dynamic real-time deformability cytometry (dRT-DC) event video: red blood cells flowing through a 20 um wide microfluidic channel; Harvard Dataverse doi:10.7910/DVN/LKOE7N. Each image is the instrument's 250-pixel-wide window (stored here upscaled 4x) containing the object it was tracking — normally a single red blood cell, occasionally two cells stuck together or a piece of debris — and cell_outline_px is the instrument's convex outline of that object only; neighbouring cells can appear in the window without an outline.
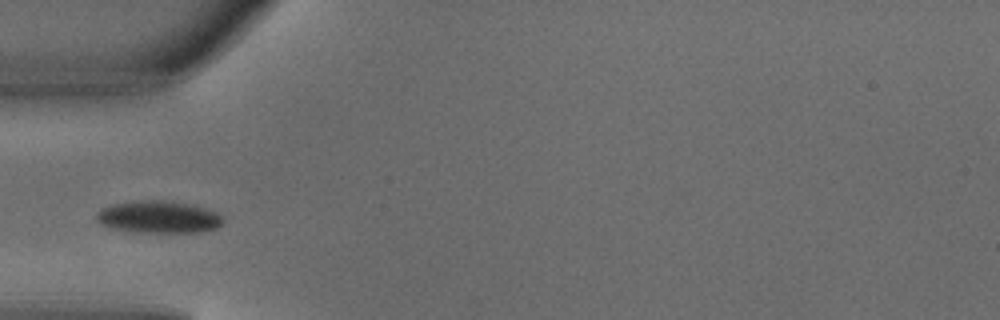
{"species": "common noctule bat (a hibernating species)", "species_latin": "Nyctalus noctula", "temperature_condition": "warm", "stored_images_in_passage": 3, "camera_frame_rate_fps": 3000, "um_per_image_px": 0.085, "animal": {"sex": "male", "body_mass_g": 18.8}, "frame": {"image": 1, "passage_image": 3, "time_ms": 0.667, "image_size_px": [1000, 320], "cell_outline_px": [[224, 220], [216, 228], [200, 232], [144, 232], [116, 228], [100, 224], [96, 220], [96, 212], [100, 208], [112, 204], [140, 200], [164, 200], [188, 204], [204, 208], [216, 212]], "centroid_in_image_um": [13.45, 18.43], "position_along_channel_um": 71.5, "area_um2": 23.47}}